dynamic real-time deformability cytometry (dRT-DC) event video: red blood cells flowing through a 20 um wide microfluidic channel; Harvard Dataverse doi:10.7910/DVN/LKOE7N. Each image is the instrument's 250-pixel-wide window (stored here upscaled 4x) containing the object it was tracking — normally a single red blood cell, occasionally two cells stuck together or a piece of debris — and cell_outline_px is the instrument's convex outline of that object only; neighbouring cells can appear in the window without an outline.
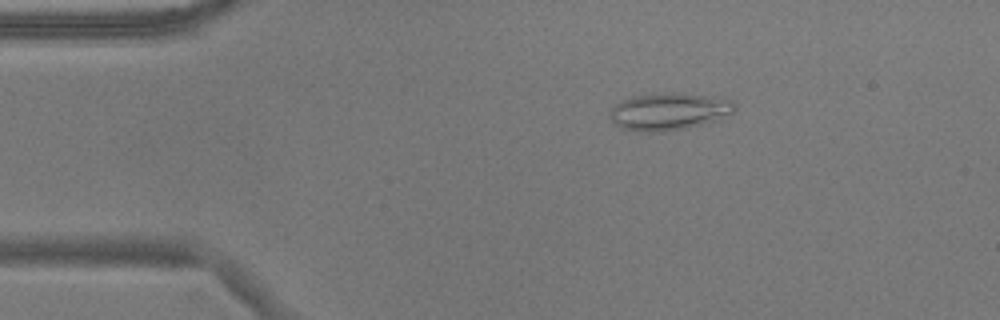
{"species": "common noctule bat (a hibernating species)", "species_latin": "Nyctalus noctula", "temperature_condition": "warm", "stored_images_in_passage": 48, "camera_frame_rate_fps": 3000, "um_per_image_px": 0.085, "animal": {"sex": "male", "body_mass_g": 17.9}, "frame": {"image": 1, "passage_image": 3, "time_ms": 0.667, "image_size_px": [1000, 320], "cell_outline_px": [[736, 108], [732, 112], [712, 120], [688, 128], [652, 132], [636, 132], [620, 128], [612, 120], [608, 112], [616, 104], [632, 96], [664, 92], [684, 92], [724, 96], [732, 100], [736, 104]], "centroid_in_image_um": [56.87, 9.44], "position_along_channel_um": 28.1, "area_um2": 27.46}}
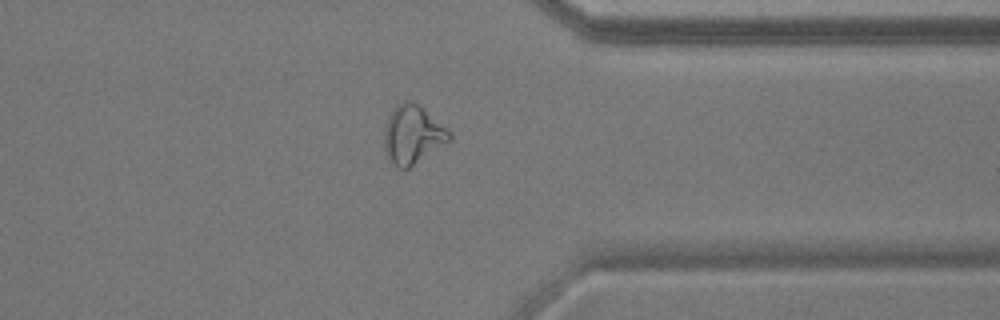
{"frame": {"image": 2, "passage_image": 36, "time_ms": 11.667, "image_size_px": [1000, 320], "cell_outline_px": [[452, 140], [404, 172], [396, 168], [388, 160], [384, 148], [384, 128], [388, 116], [392, 108], [396, 104], [404, 100], [412, 100], [420, 104], [448, 128], [452, 132]], "centroid_in_image_um": [35.08, 11.45], "position_along_channel_um": 376.3, "area_um2": 23.24}}
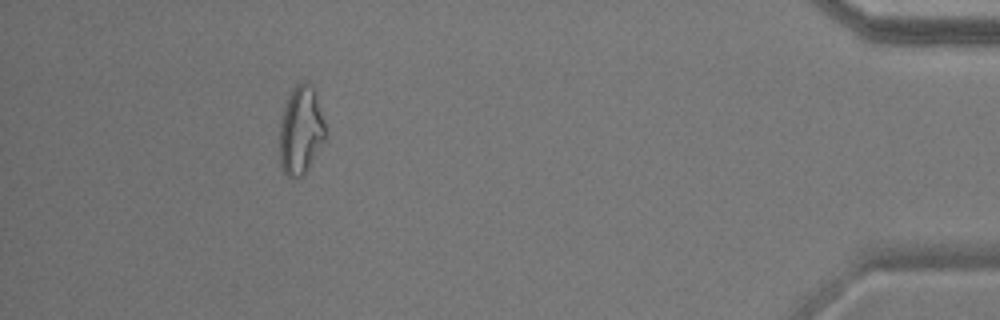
{"frame": {"image": 3, "passage_image": 43, "time_ms": 14.0, "image_size_px": [1000, 320], "cell_outline_px": [[324, 140], [304, 172], [296, 180], [288, 176], [284, 172], [280, 164], [280, 120], [284, 104], [292, 88], [300, 80], [308, 80], [316, 88], [324, 120]], "centroid_in_image_um": [25.55, 10.96], "position_along_channel_um": 409.6, "area_um2": 23.76}, "authors_computed_cell_mechanics": {"area_um2": 21.1259, "velocity_mm_per_s": 3.6876, "shape_relaxation_time_tau1_ms": null, "shape_relaxation_time_tau2_ms": 3.5915, "deformation_change_tau1": null, "deformation_change_tau2": 0.1252}}